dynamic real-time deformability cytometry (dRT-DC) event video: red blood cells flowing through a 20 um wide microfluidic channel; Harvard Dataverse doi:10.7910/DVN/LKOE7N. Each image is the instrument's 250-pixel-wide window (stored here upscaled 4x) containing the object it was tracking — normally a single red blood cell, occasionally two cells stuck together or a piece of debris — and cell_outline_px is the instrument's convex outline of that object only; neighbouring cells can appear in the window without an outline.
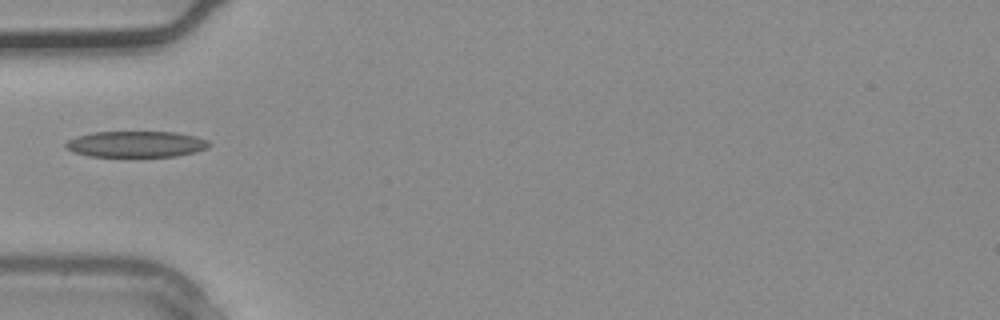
{"species": "common noctule bat (a hibernating species)", "species_latin": "Nyctalus noctula", "temperature_condition": "warm", "stored_images_in_passage": 23, "camera_frame_rate_fps": 3000, "um_per_image_px": 0.085, "animal": {"sex": "male", "body_mass_g": 20.4}, "frame": {"image": 1, "passage_image": 1, "time_ms": 0.0, "image_size_px": [1000, 320], "cell_outline_px": [[212, 144], [208, 148], [176, 156], [88, 156], [76, 152], [68, 148], [64, 144], [68, 140], [76, 136], [92, 132], [176, 132], [196, 136], [208, 140]], "centroid_in_image_um": [11.6, 12.24], "position_along_channel_um": 73.4, "area_um2": 21.68}}